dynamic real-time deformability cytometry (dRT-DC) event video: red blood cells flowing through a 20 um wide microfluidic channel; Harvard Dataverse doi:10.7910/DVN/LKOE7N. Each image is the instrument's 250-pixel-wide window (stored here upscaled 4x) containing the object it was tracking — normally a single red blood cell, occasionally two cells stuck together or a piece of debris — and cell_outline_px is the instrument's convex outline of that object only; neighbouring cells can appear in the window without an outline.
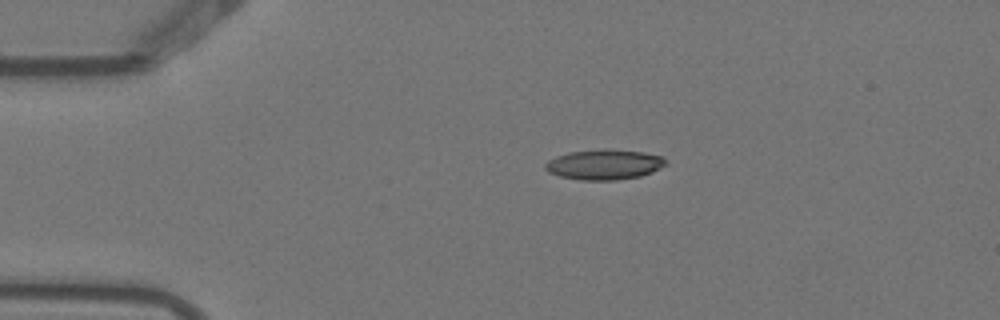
{"species": "Egyptian fruit bat (a non-hibernating species)", "species_latin": "Rousettus aegyptiacus", "temperature_condition": "warm", "stored_images_in_passage": 3, "camera_frame_rate_fps": 3000, "um_per_image_px": 0.085, "animal": {"sex": "female"}, "frame": {"image": 1, "passage_image": 1, "time_ms": 0.0, "image_size_px": [1000, 320], "cell_outline_px": [[664, 164], [660, 168], [652, 172], [640, 176], [616, 180], [580, 180], [560, 176], [548, 172], [544, 168], [544, 164], [548, 160], [556, 156], [568, 152], [604, 148], [608, 148], [644, 152], [664, 156]], "centroid_in_image_um": [51.33, 13.97], "position_along_channel_um": 33.7, "area_um2": 21.39}}
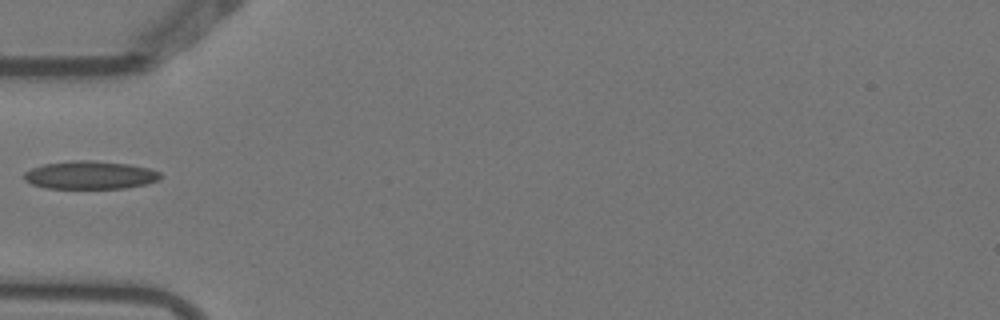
{"frame": {"image": 2, "passage_image": 3, "time_ms": 0.667, "image_size_px": [1000, 320], "cell_outline_px": [[160, 180], [144, 184], [124, 188], [44, 188], [32, 184], [24, 180], [24, 172], [32, 168], [44, 164], [72, 160], [92, 160], [128, 164], [152, 168], [160, 172]], "centroid_in_image_um": [7.66, 14.87], "position_along_channel_um": 77.3, "area_um2": 22.37}}